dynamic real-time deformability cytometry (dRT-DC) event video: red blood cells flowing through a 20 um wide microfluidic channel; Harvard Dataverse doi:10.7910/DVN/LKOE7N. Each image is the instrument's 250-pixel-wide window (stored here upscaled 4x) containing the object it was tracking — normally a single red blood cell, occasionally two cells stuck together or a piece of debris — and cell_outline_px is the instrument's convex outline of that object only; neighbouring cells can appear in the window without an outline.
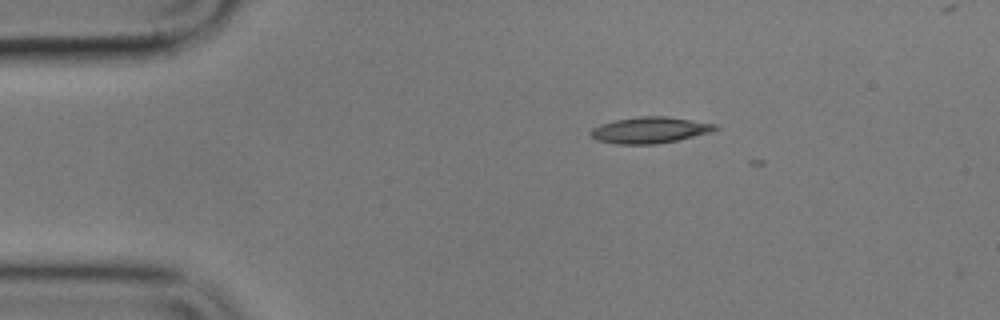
{"species": "common noctule bat (a hibernating species)", "species_latin": "Nyctalus noctula", "temperature_condition": "cold", "stored_images_in_passage": 4, "camera_frame_rate_fps": 3000, "um_per_image_px": 0.085, "animal": {"sex": "male", "body_mass_g": 17.9}, "frame": {"image": 1, "passage_image": 1, "time_ms": 0.0, "image_size_px": [1000, 320], "cell_outline_px": [[720, 128], [712, 132], [676, 140], [656, 144], [616, 144], [596, 140], [588, 136], [588, 132], [592, 128], [600, 124], [616, 120], [636, 116], [668, 116], [716, 124]], "centroid_in_image_um": [55.2, 11.05], "position_along_channel_um": 29.8, "area_um2": 19.25}}
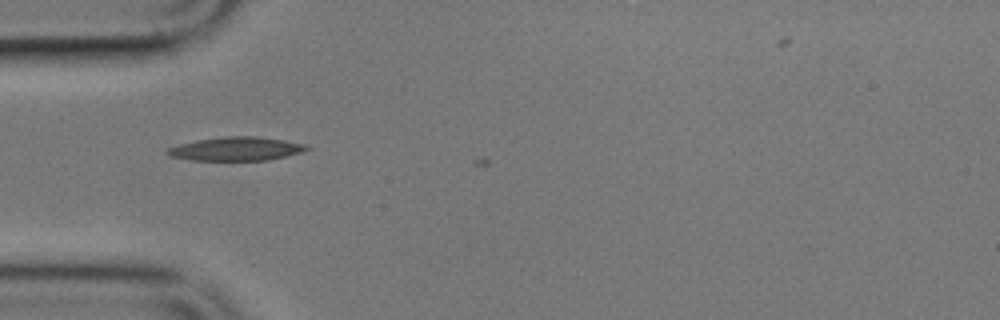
{"frame": {"image": 2, "passage_image": 3, "time_ms": 2.333, "image_size_px": [1000, 320], "cell_outline_px": [[312, 148], [304, 152], [268, 160], [192, 160], [168, 156], [164, 152], [168, 148], [180, 144], [196, 140], [224, 136], [256, 136], [284, 140], [304, 144]], "centroid_in_image_um": [20.08, 12.65], "position_along_channel_um": 64.9, "area_um2": 19.31}}